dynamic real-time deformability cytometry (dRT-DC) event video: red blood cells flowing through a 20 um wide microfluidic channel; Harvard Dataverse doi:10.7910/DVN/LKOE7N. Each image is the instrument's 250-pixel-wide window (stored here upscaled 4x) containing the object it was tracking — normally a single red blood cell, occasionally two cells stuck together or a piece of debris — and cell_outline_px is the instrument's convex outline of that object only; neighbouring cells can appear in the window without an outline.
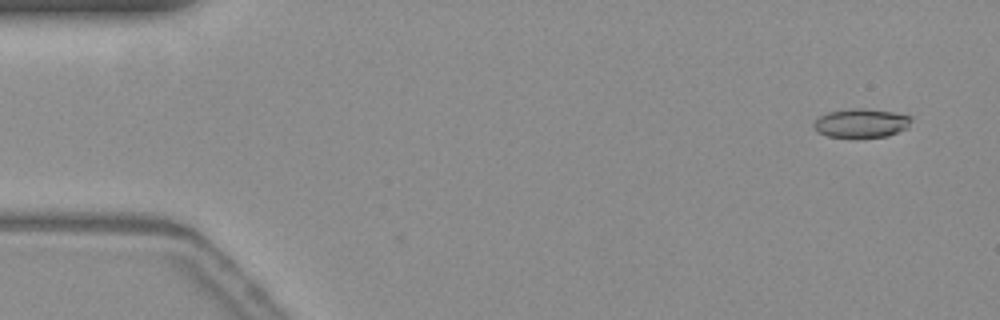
{"species": "common noctule bat (a hibernating species)", "species_latin": "Nyctalus noctula", "temperature_condition": "warm", "stored_images_in_passage": 4, "camera_frame_rate_fps": 3000, "um_per_image_px": 0.085, "animal": {"sex": "female", "body_mass_g": 19.3, "forearm_length_mm": 54.1}, "frame": {"image": 1, "passage_image": 4, "time_ms": 1.0, "image_size_px": [1000, 320], "cell_outline_px": [[912, 120], [908, 128], [888, 136], [856, 140], [828, 136], [820, 132], [812, 124], [820, 116], [828, 112], [852, 108], [864, 108], [892, 112], [912, 116]], "centroid_in_image_um": [73.24, 10.5], "position_along_channel_um": 11.8, "area_um2": 16.94}}